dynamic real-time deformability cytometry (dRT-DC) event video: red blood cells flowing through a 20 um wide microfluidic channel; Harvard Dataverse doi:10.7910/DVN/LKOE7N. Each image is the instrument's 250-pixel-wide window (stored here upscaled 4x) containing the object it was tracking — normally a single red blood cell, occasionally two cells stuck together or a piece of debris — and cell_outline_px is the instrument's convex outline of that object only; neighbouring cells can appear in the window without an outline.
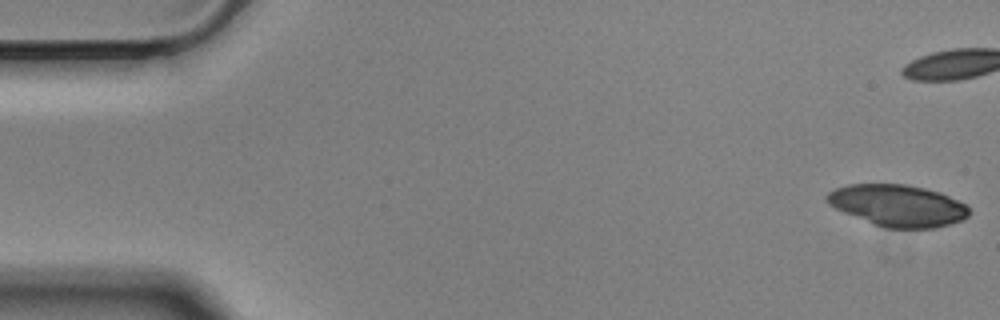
{"species": "Egyptian fruit bat (a non-hibernating species)", "species_latin": "Rousettus aegyptiacus", "temperature_condition": "cold", "stored_images_in_passage": 57, "camera_frame_rate_fps": 3000, "um_per_image_px": 0.085, "animal": {"sex": "male"}, "frame": {"image": 1, "passage_image": 1, "time_ms": 0.0, "image_size_px": [1000, 320], "cell_outline_px": [[968, 216], [960, 220], [948, 224], [932, 228], [884, 228], [872, 224], [844, 212], [828, 204], [824, 200], [824, 196], [828, 192], [836, 188], [848, 184], [908, 184], [940, 192], [964, 204], [968, 208]], "centroid_in_image_um": [76.25, 17.46], "position_along_channel_um": 8.8, "area_um2": 34.39}}